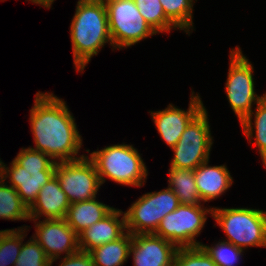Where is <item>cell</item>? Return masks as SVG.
Returning <instances> with one entry per match:
<instances>
[{
    "label": "cell",
    "instance_id": "cell-12",
    "mask_svg": "<svg viewBox=\"0 0 266 266\" xmlns=\"http://www.w3.org/2000/svg\"><path fill=\"white\" fill-rule=\"evenodd\" d=\"M35 223V234L32 236L42 247L50 260L48 266L65 253V257L78 252V234L68 225L65 219L30 220Z\"/></svg>",
    "mask_w": 266,
    "mask_h": 266
},
{
    "label": "cell",
    "instance_id": "cell-20",
    "mask_svg": "<svg viewBox=\"0 0 266 266\" xmlns=\"http://www.w3.org/2000/svg\"><path fill=\"white\" fill-rule=\"evenodd\" d=\"M255 110L250 112V114L240 123V126L251 144L253 142V136H255L254 144L257 147L262 158V163L266 168V95L257 104ZM252 117H254V125L252 123Z\"/></svg>",
    "mask_w": 266,
    "mask_h": 266
},
{
    "label": "cell",
    "instance_id": "cell-26",
    "mask_svg": "<svg viewBox=\"0 0 266 266\" xmlns=\"http://www.w3.org/2000/svg\"><path fill=\"white\" fill-rule=\"evenodd\" d=\"M27 231H29L28 228L22 229V247L14 266H48L50 260L33 237L23 243Z\"/></svg>",
    "mask_w": 266,
    "mask_h": 266
},
{
    "label": "cell",
    "instance_id": "cell-25",
    "mask_svg": "<svg viewBox=\"0 0 266 266\" xmlns=\"http://www.w3.org/2000/svg\"><path fill=\"white\" fill-rule=\"evenodd\" d=\"M25 226V227H24ZM30 226L5 229L0 235V266H14L22 247V229Z\"/></svg>",
    "mask_w": 266,
    "mask_h": 266
},
{
    "label": "cell",
    "instance_id": "cell-4",
    "mask_svg": "<svg viewBox=\"0 0 266 266\" xmlns=\"http://www.w3.org/2000/svg\"><path fill=\"white\" fill-rule=\"evenodd\" d=\"M95 164L101 185L106 178L118 184L142 187L148 176L140 153L132 145L115 144L93 151L89 157Z\"/></svg>",
    "mask_w": 266,
    "mask_h": 266
},
{
    "label": "cell",
    "instance_id": "cell-21",
    "mask_svg": "<svg viewBox=\"0 0 266 266\" xmlns=\"http://www.w3.org/2000/svg\"><path fill=\"white\" fill-rule=\"evenodd\" d=\"M168 187L174 191L180 204L201 205L192 169L169 168Z\"/></svg>",
    "mask_w": 266,
    "mask_h": 266
},
{
    "label": "cell",
    "instance_id": "cell-28",
    "mask_svg": "<svg viewBox=\"0 0 266 266\" xmlns=\"http://www.w3.org/2000/svg\"><path fill=\"white\" fill-rule=\"evenodd\" d=\"M173 266H217L202 246L178 248Z\"/></svg>",
    "mask_w": 266,
    "mask_h": 266
},
{
    "label": "cell",
    "instance_id": "cell-19",
    "mask_svg": "<svg viewBox=\"0 0 266 266\" xmlns=\"http://www.w3.org/2000/svg\"><path fill=\"white\" fill-rule=\"evenodd\" d=\"M132 234L128 231L116 241L108 242L89 251L94 266H123L130 253Z\"/></svg>",
    "mask_w": 266,
    "mask_h": 266
},
{
    "label": "cell",
    "instance_id": "cell-27",
    "mask_svg": "<svg viewBox=\"0 0 266 266\" xmlns=\"http://www.w3.org/2000/svg\"><path fill=\"white\" fill-rule=\"evenodd\" d=\"M217 266H234L242 257L244 250L227 241H218L213 246L201 245ZM241 256V257H240Z\"/></svg>",
    "mask_w": 266,
    "mask_h": 266
},
{
    "label": "cell",
    "instance_id": "cell-8",
    "mask_svg": "<svg viewBox=\"0 0 266 266\" xmlns=\"http://www.w3.org/2000/svg\"><path fill=\"white\" fill-rule=\"evenodd\" d=\"M112 49H123L157 33L140 14L134 0H104Z\"/></svg>",
    "mask_w": 266,
    "mask_h": 266
},
{
    "label": "cell",
    "instance_id": "cell-22",
    "mask_svg": "<svg viewBox=\"0 0 266 266\" xmlns=\"http://www.w3.org/2000/svg\"><path fill=\"white\" fill-rule=\"evenodd\" d=\"M0 219L21 221L30 220L28 207L21 201L16 189L0 177Z\"/></svg>",
    "mask_w": 266,
    "mask_h": 266
},
{
    "label": "cell",
    "instance_id": "cell-7",
    "mask_svg": "<svg viewBox=\"0 0 266 266\" xmlns=\"http://www.w3.org/2000/svg\"><path fill=\"white\" fill-rule=\"evenodd\" d=\"M180 205L169 187L139 197L124 212L126 230L132 235L155 233L161 220Z\"/></svg>",
    "mask_w": 266,
    "mask_h": 266
},
{
    "label": "cell",
    "instance_id": "cell-10",
    "mask_svg": "<svg viewBox=\"0 0 266 266\" xmlns=\"http://www.w3.org/2000/svg\"><path fill=\"white\" fill-rule=\"evenodd\" d=\"M207 109L204 108L186 127L171 149L174 157L170 168L192 169L209 160L213 145Z\"/></svg>",
    "mask_w": 266,
    "mask_h": 266
},
{
    "label": "cell",
    "instance_id": "cell-11",
    "mask_svg": "<svg viewBox=\"0 0 266 266\" xmlns=\"http://www.w3.org/2000/svg\"><path fill=\"white\" fill-rule=\"evenodd\" d=\"M55 176L70 203L95 198L101 186L96 166L87 155L75 161L57 162Z\"/></svg>",
    "mask_w": 266,
    "mask_h": 266
},
{
    "label": "cell",
    "instance_id": "cell-30",
    "mask_svg": "<svg viewBox=\"0 0 266 266\" xmlns=\"http://www.w3.org/2000/svg\"><path fill=\"white\" fill-rule=\"evenodd\" d=\"M25 1H30L34 4L41 5V6L45 7L46 9H48V8H51V6L55 0H25Z\"/></svg>",
    "mask_w": 266,
    "mask_h": 266
},
{
    "label": "cell",
    "instance_id": "cell-5",
    "mask_svg": "<svg viewBox=\"0 0 266 266\" xmlns=\"http://www.w3.org/2000/svg\"><path fill=\"white\" fill-rule=\"evenodd\" d=\"M227 240L245 250L248 247H266V211L251 208L212 207L211 215Z\"/></svg>",
    "mask_w": 266,
    "mask_h": 266
},
{
    "label": "cell",
    "instance_id": "cell-17",
    "mask_svg": "<svg viewBox=\"0 0 266 266\" xmlns=\"http://www.w3.org/2000/svg\"><path fill=\"white\" fill-rule=\"evenodd\" d=\"M209 161L194 169L195 182L202 202L219 198L233 184V178L226 165L210 166Z\"/></svg>",
    "mask_w": 266,
    "mask_h": 266
},
{
    "label": "cell",
    "instance_id": "cell-2",
    "mask_svg": "<svg viewBox=\"0 0 266 266\" xmlns=\"http://www.w3.org/2000/svg\"><path fill=\"white\" fill-rule=\"evenodd\" d=\"M70 37L75 70L80 73L106 43L113 46L104 0H78Z\"/></svg>",
    "mask_w": 266,
    "mask_h": 266
},
{
    "label": "cell",
    "instance_id": "cell-23",
    "mask_svg": "<svg viewBox=\"0 0 266 266\" xmlns=\"http://www.w3.org/2000/svg\"><path fill=\"white\" fill-rule=\"evenodd\" d=\"M166 17L179 29L190 35L193 31L194 0H159ZM197 1V0H195Z\"/></svg>",
    "mask_w": 266,
    "mask_h": 266
},
{
    "label": "cell",
    "instance_id": "cell-13",
    "mask_svg": "<svg viewBox=\"0 0 266 266\" xmlns=\"http://www.w3.org/2000/svg\"><path fill=\"white\" fill-rule=\"evenodd\" d=\"M191 92L187 110L169 104L160 111H149L159 135L171 149L177 144L188 124L205 108L199 94Z\"/></svg>",
    "mask_w": 266,
    "mask_h": 266
},
{
    "label": "cell",
    "instance_id": "cell-15",
    "mask_svg": "<svg viewBox=\"0 0 266 266\" xmlns=\"http://www.w3.org/2000/svg\"><path fill=\"white\" fill-rule=\"evenodd\" d=\"M125 231L127 230L124 212L114 208L108 215L78 235L79 249L89 252L98 246L118 240L126 233Z\"/></svg>",
    "mask_w": 266,
    "mask_h": 266
},
{
    "label": "cell",
    "instance_id": "cell-9",
    "mask_svg": "<svg viewBox=\"0 0 266 266\" xmlns=\"http://www.w3.org/2000/svg\"><path fill=\"white\" fill-rule=\"evenodd\" d=\"M207 214L212 215V208L201 205L180 204L176 210L166 215L160 222L155 235L168 240L177 248L197 247L198 237L206 224Z\"/></svg>",
    "mask_w": 266,
    "mask_h": 266
},
{
    "label": "cell",
    "instance_id": "cell-29",
    "mask_svg": "<svg viewBox=\"0 0 266 266\" xmlns=\"http://www.w3.org/2000/svg\"><path fill=\"white\" fill-rule=\"evenodd\" d=\"M62 260L59 266H94L89 252L81 250L69 256H64Z\"/></svg>",
    "mask_w": 266,
    "mask_h": 266
},
{
    "label": "cell",
    "instance_id": "cell-3",
    "mask_svg": "<svg viewBox=\"0 0 266 266\" xmlns=\"http://www.w3.org/2000/svg\"><path fill=\"white\" fill-rule=\"evenodd\" d=\"M48 157V158H47ZM56 161L49 155L31 147L21 148L7 167L0 161V177L11 183L21 201L29 208L36 200L41 188L55 176Z\"/></svg>",
    "mask_w": 266,
    "mask_h": 266
},
{
    "label": "cell",
    "instance_id": "cell-18",
    "mask_svg": "<svg viewBox=\"0 0 266 266\" xmlns=\"http://www.w3.org/2000/svg\"><path fill=\"white\" fill-rule=\"evenodd\" d=\"M96 198L71 203L67 210L64 219L78 235L114 209V207L99 202Z\"/></svg>",
    "mask_w": 266,
    "mask_h": 266
},
{
    "label": "cell",
    "instance_id": "cell-1",
    "mask_svg": "<svg viewBox=\"0 0 266 266\" xmlns=\"http://www.w3.org/2000/svg\"><path fill=\"white\" fill-rule=\"evenodd\" d=\"M34 99L29 120L35 147L31 148L49 155L56 162L85 157L86 154L77 155L83 139L66 102L53 93L40 91Z\"/></svg>",
    "mask_w": 266,
    "mask_h": 266
},
{
    "label": "cell",
    "instance_id": "cell-14",
    "mask_svg": "<svg viewBox=\"0 0 266 266\" xmlns=\"http://www.w3.org/2000/svg\"><path fill=\"white\" fill-rule=\"evenodd\" d=\"M177 247L155 235H132L129 256H133L134 266H173Z\"/></svg>",
    "mask_w": 266,
    "mask_h": 266
},
{
    "label": "cell",
    "instance_id": "cell-6",
    "mask_svg": "<svg viewBox=\"0 0 266 266\" xmlns=\"http://www.w3.org/2000/svg\"><path fill=\"white\" fill-rule=\"evenodd\" d=\"M254 67L243 55L239 46L230 50V63L225 92L231 109L241 123L266 95L259 96L255 92L253 77Z\"/></svg>",
    "mask_w": 266,
    "mask_h": 266
},
{
    "label": "cell",
    "instance_id": "cell-16",
    "mask_svg": "<svg viewBox=\"0 0 266 266\" xmlns=\"http://www.w3.org/2000/svg\"><path fill=\"white\" fill-rule=\"evenodd\" d=\"M70 201L61 189L56 176L51 178L39 191L36 200L28 208L30 220L64 219L70 206Z\"/></svg>",
    "mask_w": 266,
    "mask_h": 266
},
{
    "label": "cell",
    "instance_id": "cell-24",
    "mask_svg": "<svg viewBox=\"0 0 266 266\" xmlns=\"http://www.w3.org/2000/svg\"><path fill=\"white\" fill-rule=\"evenodd\" d=\"M135 4L149 26L157 33L178 29L165 15L159 0H134Z\"/></svg>",
    "mask_w": 266,
    "mask_h": 266
}]
</instances>
